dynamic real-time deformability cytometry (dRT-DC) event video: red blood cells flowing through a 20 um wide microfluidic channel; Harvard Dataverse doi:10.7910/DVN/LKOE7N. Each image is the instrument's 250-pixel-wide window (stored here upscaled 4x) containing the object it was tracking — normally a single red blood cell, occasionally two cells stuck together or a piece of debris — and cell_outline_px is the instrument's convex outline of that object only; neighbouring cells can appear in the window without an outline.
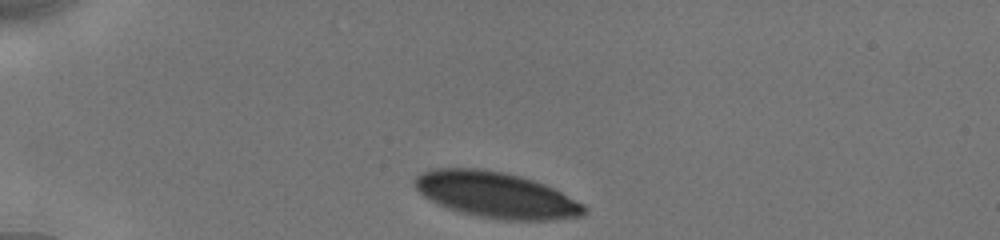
{"species": "human", "species_latin": "Homo sapiens", "temperature_condition": "cold", "stored_images_in_passage": 37, "camera_frame_rate_fps": 3000, "um_per_image_px": 0.085, "donor": {"sex": "male"}, "frame": {"image": 1, "passage_image": 1, "time_ms": 0.0, "image_size_px": [1000, 240], "cell_outline_px": [[588, 212], [580, 216], [552, 220], [504, 220], [476, 216], [460, 212], [436, 204], [424, 196], [416, 188], [412, 180], [416, 176], [432, 168], [476, 168], [504, 172], [520, 176], [544, 184], [584, 204], [588, 208]], "centroid_in_image_um": [42.15, 16.57], "position_along_channel_um": 42.8, "area_um2": 45.26}}
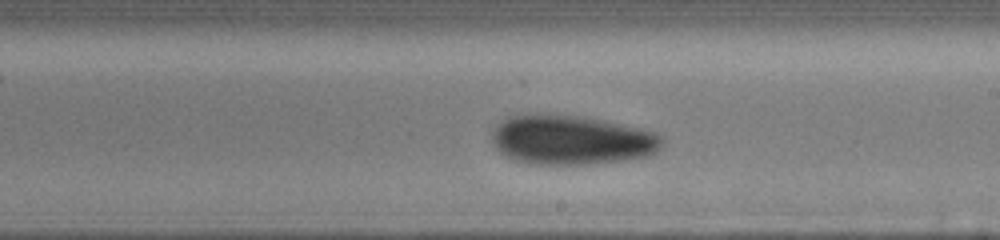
{"frame": {"image": 2, "passage_image": 22, "time_ms": 6.333, "image_size_px": [1000, 240], "cell_outline_px": [[664, 144], [656, 152], [644, 156], [620, 160], [584, 164], [528, 164], [512, 160], [504, 156], [492, 144], [492, 128], [504, 116], [528, 112], [552, 112], [588, 116], [640, 128], [652, 132], [660, 136], [664, 140]], "centroid_in_image_um": [48.45, 11.84], "position_along_channel_um": 240.6, "area_um2": 50.4}}
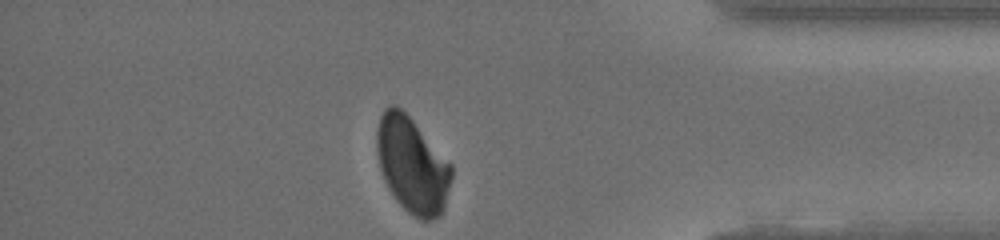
{"frame": {"image": 3, "passage_image": 36, "time_ms": 11.0, "image_size_px": [1000, 240], "cell_outline_px": [[452, 176], [444, 208], [440, 216], [432, 220], [424, 220], [408, 212], [396, 200], [388, 188], [384, 180], [380, 168], [376, 148], [376, 132], [380, 116], [384, 108], [388, 104], [396, 104], [412, 120], [452, 164]], "centroid_in_image_um": [35.02, 14.01], "position_along_channel_um": 400.2, "area_um2": 41.62}, "authors_computed_cell_mechanics": {"area_um2": 47.3382, "velocity_mm_per_s": 3.8778, "shape_relaxation_time_tau1_ms": 3.2374, "shape_relaxation_time_tau2_ms": 8.5392, "deformation_change_tau1": 0.0904, "deformation_change_tau2": 0.0686}}